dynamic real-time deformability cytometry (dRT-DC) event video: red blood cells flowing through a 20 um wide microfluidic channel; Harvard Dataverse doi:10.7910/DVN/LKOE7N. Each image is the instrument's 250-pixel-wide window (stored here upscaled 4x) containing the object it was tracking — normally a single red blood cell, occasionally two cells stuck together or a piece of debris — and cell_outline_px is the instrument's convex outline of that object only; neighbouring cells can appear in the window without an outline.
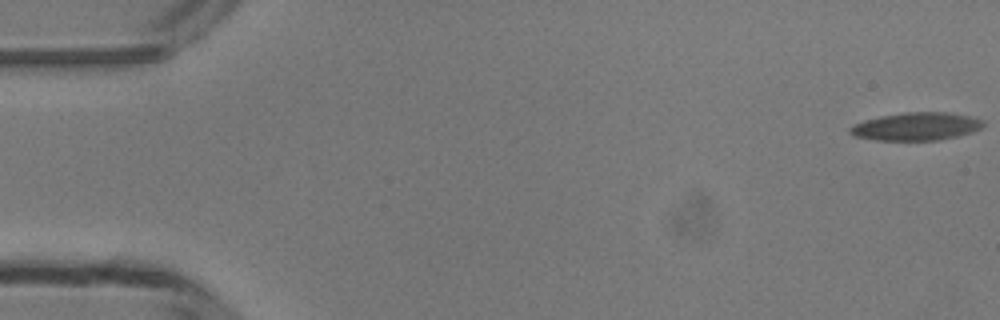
{"species": "common noctule bat (a hibernating species)", "species_latin": "Nyctalus noctula", "temperature_condition": "room temperature", "stored_images_in_passage": 53, "camera_frame_rate_fps": 3000, "um_per_image_px": 0.085, "animal": {"sex": "male", "body_mass_g": 13.3}, "frame": {"image": 1, "passage_image": 1, "time_ms": 0.0, "image_size_px": [1000, 320], "cell_outline_px": [[984, 124], [980, 128], [956, 136], [936, 140], [880, 140], [856, 136], [852, 132], [852, 128], [856, 124], [880, 116], [908, 112], [944, 112], [964, 116], [980, 120]], "centroid_in_image_um": [77.88, 10.75], "position_along_channel_um": 7.1, "area_um2": 20.63}}
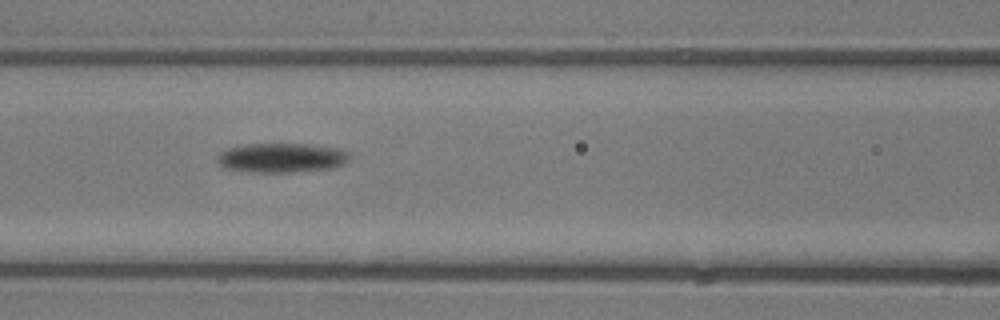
{"frame": {"image": 2, "passage_image": 23, "time_ms": 7.333, "image_size_px": [1000, 320], "cell_outline_px": [[348, 160], [344, 164], [328, 168], [284, 172], [248, 172], [224, 168], [220, 164], [220, 152], [228, 148], [240, 144], [308, 144], [340, 148], [348, 152]], "centroid_in_image_um": [23.93, 13.4], "position_along_channel_um": 142.7, "area_um2": 22.43}}
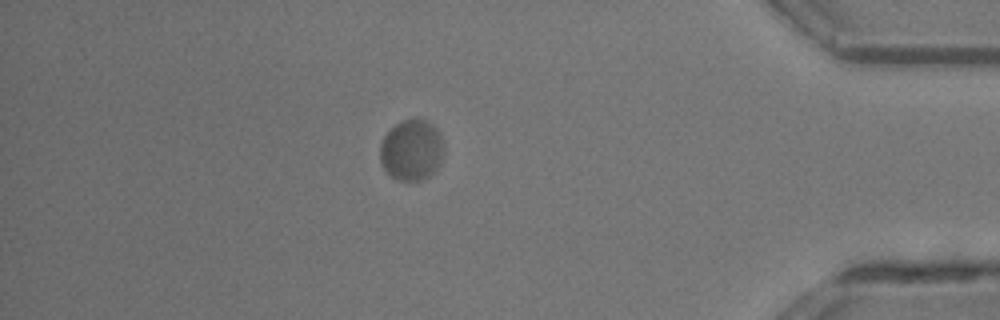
{"frame": {"image": 3, "passage_image": 46, "time_ms": 15.0, "image_size_px": [1000, 320], "cell_outline_px": [[440, 148], [436, 164], [432, 172], [428, 176], [420, 180], [400, 180], [392, 176], [384, 168], [380, 160], [380, 144], [384, 136], [400, 120], [424, 120], [432, 124], [436, 128], [440, 140]], "centroid_in_image_um": [34.89, 12.74], "position_along_channel_um": 400.3, "area_um2": 21.44}, "authors_computed_cell_mechanics": {"area_um2": 21.5594, "velocity_mm_per_s": 3.9235, "shape_relaxation_time_tau1_ms": 3.8487, "shape_relaxation_time_tau2_ms": null, "deformation_change_tau1": 0.1256, "deformation_change_tau2": null}}